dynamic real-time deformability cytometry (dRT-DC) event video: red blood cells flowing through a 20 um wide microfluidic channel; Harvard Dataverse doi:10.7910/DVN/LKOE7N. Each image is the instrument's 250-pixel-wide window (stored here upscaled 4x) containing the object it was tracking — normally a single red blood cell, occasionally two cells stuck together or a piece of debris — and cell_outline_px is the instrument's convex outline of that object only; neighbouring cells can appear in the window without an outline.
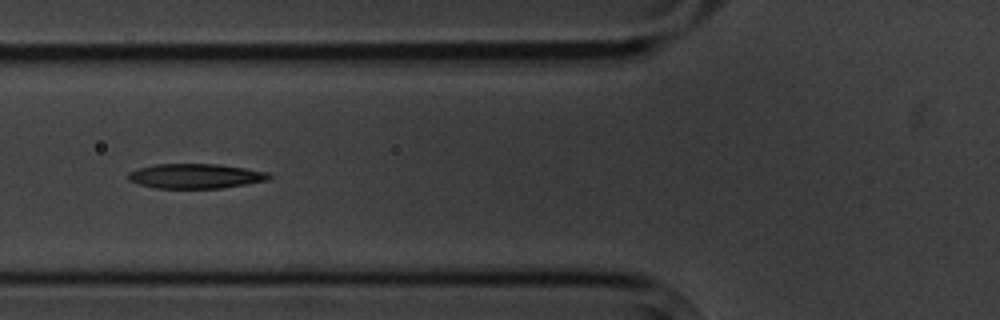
{"species": "common noctule bat (a hibernating species)", "species_latin": "Nyctalus noctula", "temperature_condition": "cold", "stored_images_in_passage": 5, "camera_frame_rate_fps": 3000, "um_per_image_px": 0.085, "animal": {"sex": "male", "body_mass_g": 20.1, "forearm_length_mm": 53.5}, "frame": {"image": 1, "passage_image": 3, "time_ms": 2.667, "image_size_px": [1000, 320], "cell_outline_px": [[272, 176], [268, 180], [220, 188], [156, 188], [140, 184], [128, 180], [128, 172], [140, 168], [156, 164], [220, 164], [268, 172]], "centroid_in_image_um": [16.62, 14.96], "position_along_channel_um": 109.2, "area_um2": 20.11}}
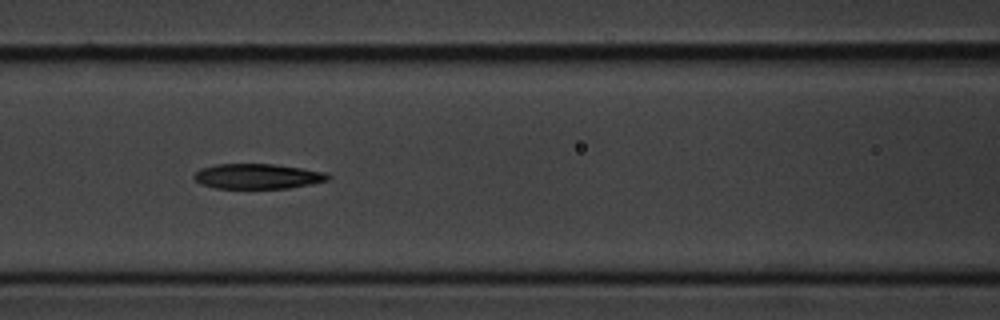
{"frame": {"image": 2, "passage_image": 4, "time_ms": 3.667, "image_size_px": [1000, 320], "cell_outline_px": [[332, 176], [328, 180], [312, 184], [288, 188], [216, 188], [200, 184], [192, 176], [200, 168], [216, 164], [272, 164], [300, 168], [324, 172]], "centroid_in_image_um": [21.88, 14.98], "position_along_channel_um": 144.7, "area_um2": 19.54}}
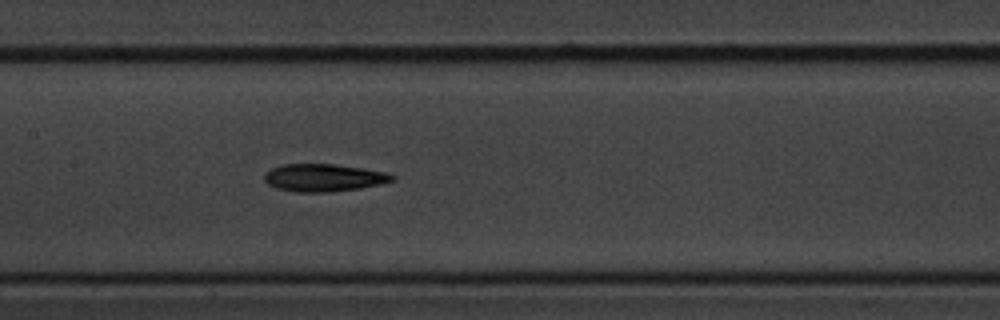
{"frame": {"image": 3, "passage_image": 5, "time_ms": 4.667, "image_size_px": [1000, 320], "cell_outline_px": [[396, 180], [384, 184], [360, 188], [332, 192], [296, 192], [276, 188], [268, 184], [264, 180], [264, 172], [280, 164], [336, 164], [364, 168], [388, 172], [396, 176]], "centroid_in_image_um": [27.56, 15.1], "position_along_channel_um": 179.8, "area_um2": 20.98}}